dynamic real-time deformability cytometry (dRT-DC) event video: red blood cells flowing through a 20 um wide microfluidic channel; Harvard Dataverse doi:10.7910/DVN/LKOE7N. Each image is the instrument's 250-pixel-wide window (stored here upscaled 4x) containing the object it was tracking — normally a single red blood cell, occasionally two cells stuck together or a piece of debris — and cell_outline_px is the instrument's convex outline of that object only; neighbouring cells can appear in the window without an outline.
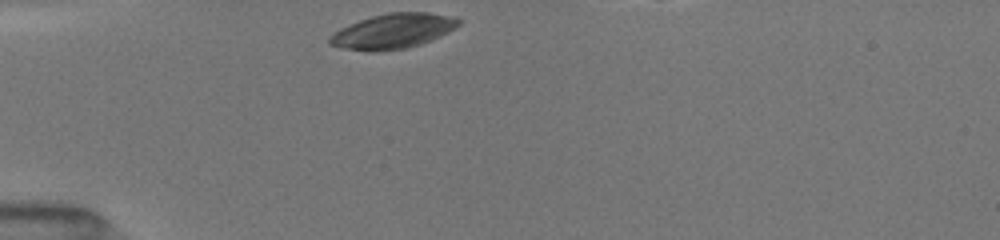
{"species": "common noctule bat (a hibernating species)", "species_latin": "Nyctalus noctula", "temperature_condition": "room temperature", "stored_images_in_passage": 32, "camera_frame_rate_fps": 3000, "um_per_image_px": 0.085, "animal": {"sex": "female", "body_mass_g": 19.5, "forearm_length_mm": 54.1}, "frame": {"image": 1, "passage_image": 1, "time_ms": 0.0, "image_size_px": [1000, 240], "cell_outline_px": [[460, 24], [448, 32], [440, 36], [420, 44], [404, 48], [376, 52], [368, 52], [340, 48], [328, 44], [328, 36], [340, 28], [348, 24], [372, 16], [388, 12], [428, 12], [460, 20]], "centroid_in_image_um": [33.3, 2.66], "position_along_channel_um": 51.7, "area_um2": 26.18}}
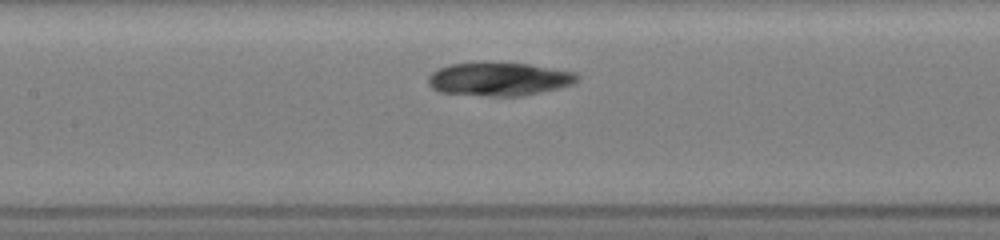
{"frame": {"image": 2, "passage_image": 11, "time_ms": 3.333, "image_size_px": [1000, 240], "cell_outline_px": [[580, 76], [572, 84], [560, 88], [520, 96], [488, 96], [440, 92], [432, 88], [428, 84], [428, 76], [432, 72], [448, 64], [528, 64], [576, 72]], "centroid_in_image_um": [42.43, 6.74], "position_along_channel_um": 165.0, "area_um2": 28.44}}
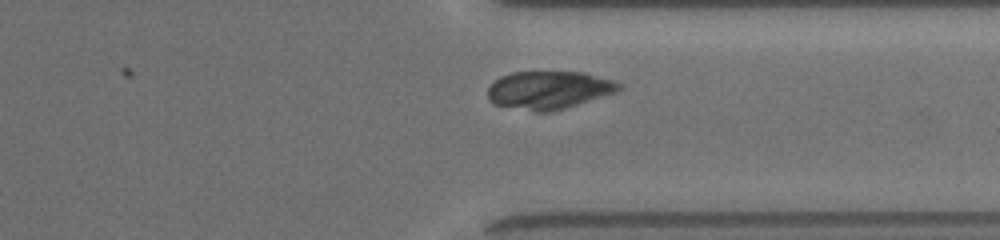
{"frame": {"image": 3, "passage_image": 26, "time_ms": 8.333, "image_size_px": [1000, 240], "cell_outline_px": [[624, 88], [616, 92], [552, 112], [536, 112], [492, 104], [488, 100], [488, 88], [500, 76], [512, 72], [584, 72], [616, 80]], "centroid_in_image_um": [46.66, 7.65], "position_along_channel_um": 364.7, "area_um2": 29.19}}